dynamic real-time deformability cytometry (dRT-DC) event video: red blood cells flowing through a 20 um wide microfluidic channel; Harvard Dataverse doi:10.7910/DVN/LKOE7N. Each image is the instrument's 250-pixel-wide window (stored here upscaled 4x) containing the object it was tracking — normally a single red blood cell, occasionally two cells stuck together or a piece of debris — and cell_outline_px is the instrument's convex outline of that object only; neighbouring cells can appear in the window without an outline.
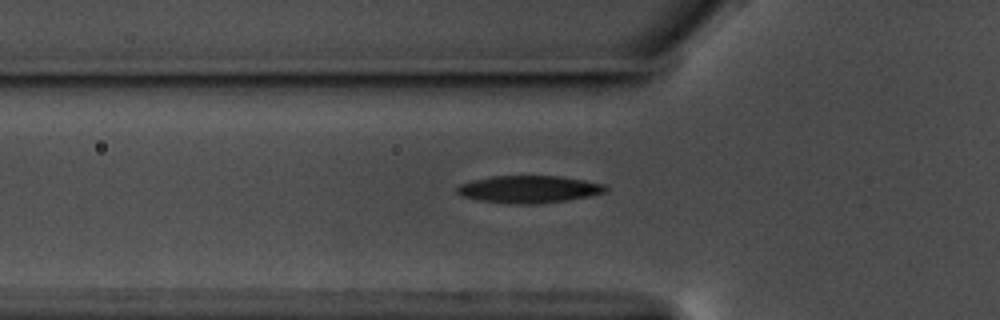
{"species": "common noctule bat (a hibernating species)", "species_latin": "Nyctalus noctula", "temperature_condition": "warm", "stored_images_in_passage": 40, "camera_frame_rate_fps": 3000, "um_per_image_px": 0.085, "animal": {"sex": "male", "body_mass_g": 17.5, "forearm_length_mm": 52.3}, "frame": {"image": 1, "passage_image": 7, "time_ms": 2.0, "image_size_px": [1000, 320], "cell_outline_px": [[608, 188], [604, 192], [588, 196], [568, 200], [536, 204], [516, 204], [480, 200], [464, 196], [456, 192], [456, 188], [460, 184], [472, 180], [492, 176], [560, 176], [584, 180], [604, 184]], "centroid_in_image_um": [44.96, 16.08], "position_along_channel_um": 80.8, "area_um2": 23.47}}
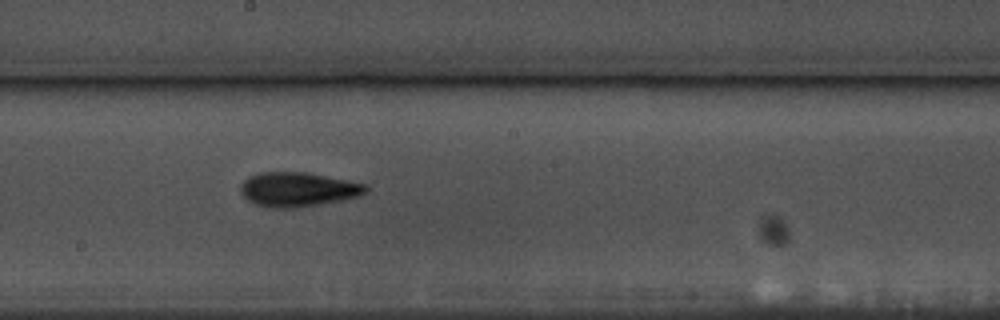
{"frame": {"image": 2, "passage_image": 19, "time_ms": 6.0, "image_size_px": [1000, 320], "cell_outline_px": [[368, 192], [360, 196], [340, 200], [296, 208], [268, 208], [256, 204], [248, 200], [240, 192], [240, 184], [248, 176], [260, 172], [308, 172], [368, 184]], "centroid_in_image_um": [25.33, 16.09], "position_along_channel_um": 222.9, "area_um2": 25.32}}
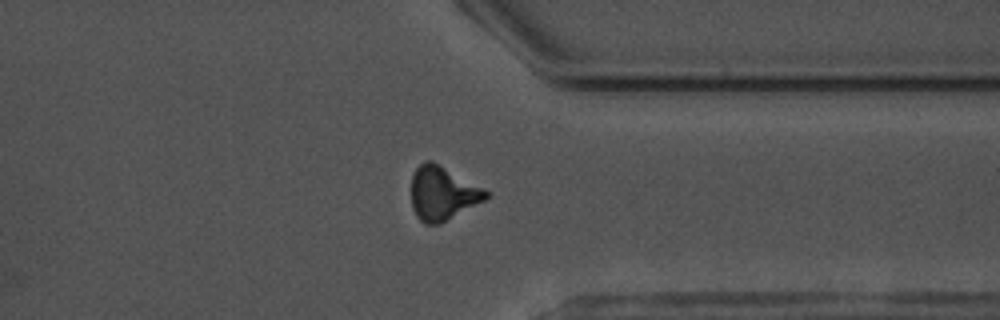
{"frame": {"image": 3, "passage_image": 32, "time_ms": 10.333, "image_size_px": [1000, 320], "cell_outline_px": [[492, 192], [484, 200], [440, 224], [424, 224], [416, 216], [412, 208], [412, 176], [416, 168], [424, 160], [432, 160]], "centroid_in_image_um": [37.62, 16.42], "position_along_channel_um": 373.8, "area_um2": 23.47}, "authors_computed_cell_mechanics": {"area_um2": 23.2645, "velocity_mm_per_s": 3.5526, "shape_relaxation_time_tau1_ms": 3.4815, "shape_relaxation_time_tau2_ms": 5.0868, "deformation_change_tau1": 0.1369, "deformation_change_tau2": 0.1381}}